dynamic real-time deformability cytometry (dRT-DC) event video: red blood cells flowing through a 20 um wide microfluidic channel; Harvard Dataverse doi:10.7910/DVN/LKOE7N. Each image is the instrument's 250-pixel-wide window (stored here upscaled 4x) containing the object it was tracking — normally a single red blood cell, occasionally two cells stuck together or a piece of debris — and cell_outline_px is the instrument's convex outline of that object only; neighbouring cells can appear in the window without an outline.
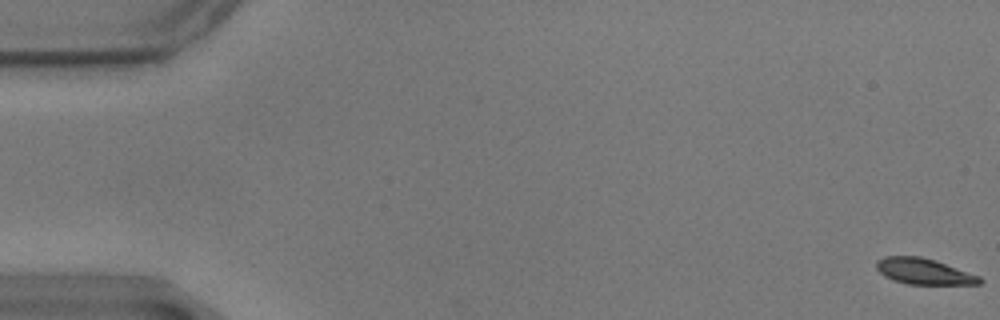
{"species": "common noctule bat (a hibernating species)", "species_latin": "Nyctalus noctula", "temperature_condition": "warm", "stored_images_in_passage": 60, "camera_frame_rate_fps": 3000, "um_per_image_px": 0.085, "animal": {"sex": "male", "body_mass_g": 17.9}, "frame": {"image": 1, "passage_image": 1, "time_ms": 0.0, "image_size_px": [1000, 320], "cell_outline_px": [[984, 280], [980, 284], [908, 284], [892, 280], [884, 276], [876, 268], [876, 260], [884, 256], [920, 256], [936, 260], [980, 276]], "centroid_in_image_um": [78.52, 23.06], "position_along_channel_um": 6.5, "area_um2": 15.72}}
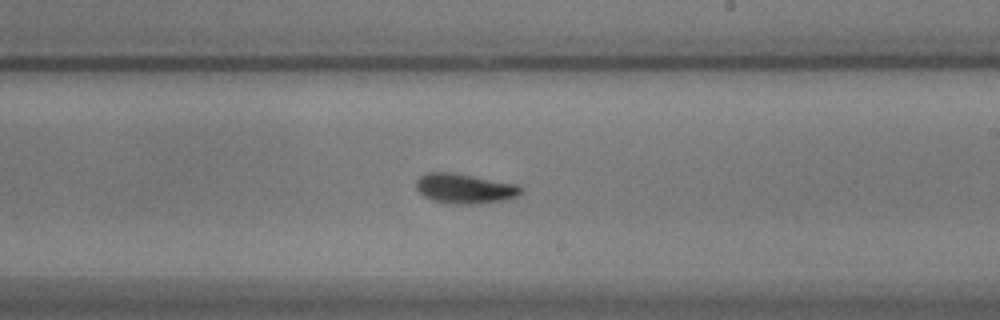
{"frame": {"image": 2, "passage_image": 35, "time_ms": 11.333, "image_size_px": [1000, 320], "cell_outline_px": [[520, 192], [516, 196], [504, 200], [476, 204], [456, 204], [432, 200], [424, 196], [416, 188], [416, 180], [420, 176], [428, 172], [456, 172], [516, 184], [520, 188]], "centroid_in_image_um": [39.46, 16.01], "position_along_channel_um": 249.5, "area_um2": 18.15}}
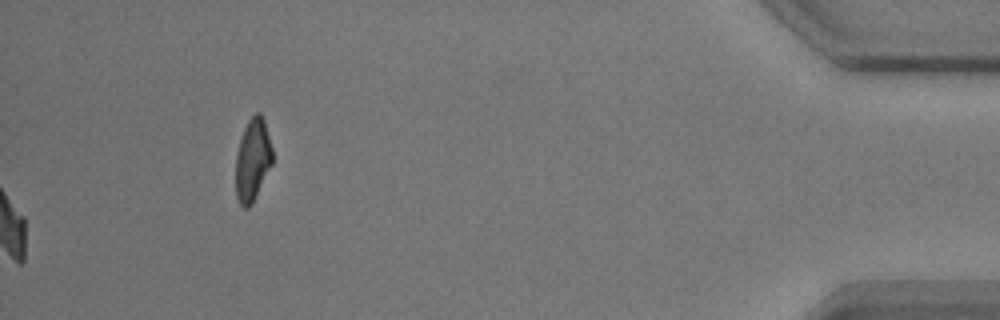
{"frame": {"image": 3, "passage_image": 60, "time_ms": 19.667, "image_size_px": [1000, 320], "cell_outline_px": [[272, 164], [252, 204], [248, 208], [244, 208], [240, 204], [236, 196], [236, 156], [240, 140], [244, 128], [248, 120], [256, 112], [260, 112], [264, 120], [272, 148]], "centroid_in_image_um": [21.47, 13.59], "position_along_channel_um": 413.7, "area_um2": 17.51}, "authors_computed_cell_mechanics": {"area_um2": 17.2822, "velocity_mm_per_s": 3.4654, "shape_relaxation_time_tau1_ms": 2.5683, "shape_relaxation_time_tau2_ms": 1.1041, "deformation_change_tau1": 0.1358, "deformation_change_tau2": 0.0494}}